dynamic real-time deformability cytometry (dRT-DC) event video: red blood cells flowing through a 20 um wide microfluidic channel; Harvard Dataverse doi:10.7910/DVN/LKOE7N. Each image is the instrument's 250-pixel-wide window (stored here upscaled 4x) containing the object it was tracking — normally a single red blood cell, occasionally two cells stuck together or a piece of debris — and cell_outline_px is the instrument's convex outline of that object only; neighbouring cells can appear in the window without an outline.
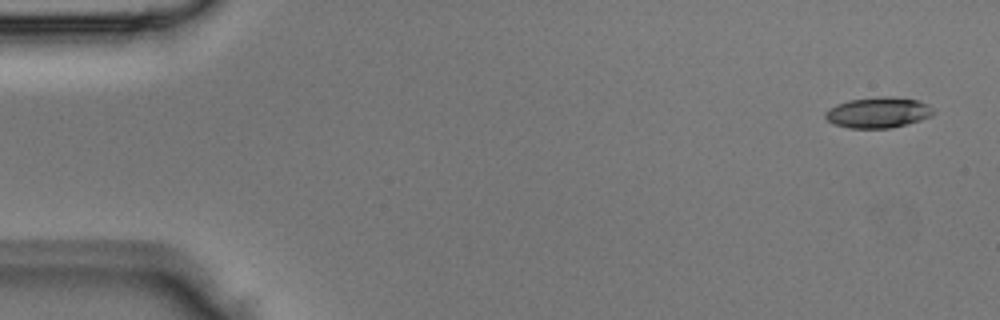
{"species": "Egyptian fruit bat (a non-hibernating species)", "species_latin": "Rousettus aegyptiacus", "temperature_condition": "room temperature", "stored_images_in_passage": 4, "camera_frame_rate_fps": 3000, "um_per_image_px": 0.085, "animal": {"sex": "male"}, "frame": {"image": 1, "passage_image": 1, "time_ms": 0.0, "image_size_px": [1000, 320], "cell_outline_px": [[936, 112], [932, 116], [920, 120], [888, 128], [848, 128], [832, 124], [824, 116], [824, 112], [828, 108], [836, 104], [848, 100], [880, 96], [892, 96], [916, 100], [928, 104]], "centroid_in_image_um": [74.61, 9.55], "position_along_channel_um": 10.4, "area_um2": 19.48}}